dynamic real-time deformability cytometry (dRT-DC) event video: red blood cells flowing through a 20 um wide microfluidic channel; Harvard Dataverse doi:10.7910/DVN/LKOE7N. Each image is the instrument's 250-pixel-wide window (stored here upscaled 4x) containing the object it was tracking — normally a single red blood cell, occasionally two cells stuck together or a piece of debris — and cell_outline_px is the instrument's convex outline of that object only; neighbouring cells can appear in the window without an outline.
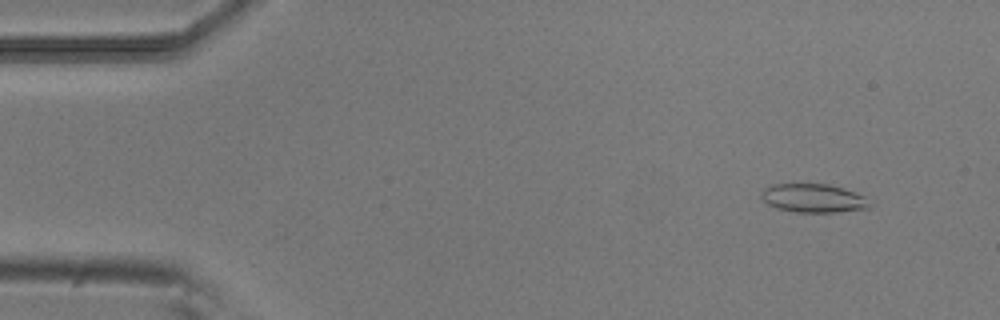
{"species": "common noctule bat (a hibernating species)", "species_latin": "Nyctalus noctula", "temperature_condition": "room temperature", "stored_images_in_passage": 12, "camera_frame_rate_fps": 3000, "um_per_image_px": 0.085, "animal": {"sex": "male", "body_mass_g": 20.5, "forearm_length_mm": 52.5}, "frame": {"image": 1, "passage_image": 1, "time_ms": 0.0, "image_size_px": [1000, 320], "cell_outline_px": [[872, 204], [868, 208], [836, 212], [796, 212], [776, 208], [768, 204], [760, 196], [760, 192], [764, 188], [772, 184], [828, 184], [844, 188], [864, 196]], "centroid_in_image_um": [69.12, 16.84], "position_along_channel_um": 15.9, "area_um2": 18.09}}